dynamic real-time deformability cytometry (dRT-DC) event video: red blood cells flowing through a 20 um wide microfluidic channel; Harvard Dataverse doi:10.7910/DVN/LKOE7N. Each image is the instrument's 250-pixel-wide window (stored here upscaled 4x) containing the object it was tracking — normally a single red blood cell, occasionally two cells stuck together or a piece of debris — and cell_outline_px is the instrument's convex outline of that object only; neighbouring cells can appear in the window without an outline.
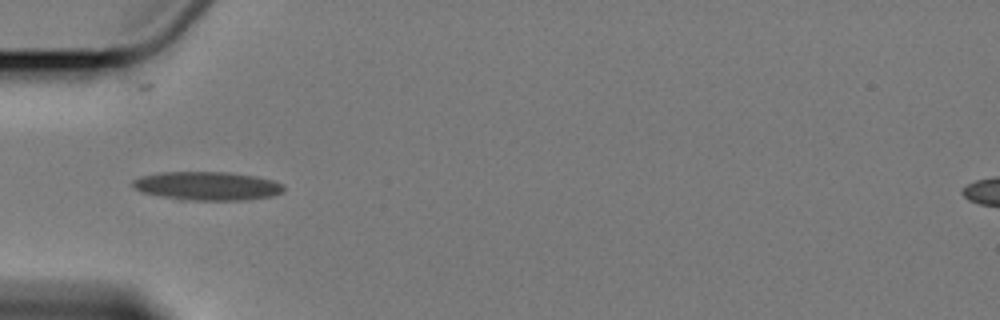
{"species": "Egyptian fruit bat (a non-hibernating species)", "species_latin": "Rousettus aegyptiacus", "temperature_condition": "cold", "stored_images_in_passage": 9, "camera_frame_rate_fps": 3000, "um_per_image_px": 0.085, "animal": {"sex": "female"}, "frame": {"image": 1, "passage_image": 6, "time_ms": 6.333, "image_size_px": [1000, 320], "cell_outline_px": [[284, 192], [272, 196], [240, 200], [180, 200], [140, 192], [132, 184], [132, 180], [140, 176], [160, 172], [228, 172], [256, 176], [272, 180], [284, 184]], "centroid_in_image_um": [17.61, 15.8], "position_along_channel_um": 67.4, "area_um2": 25.32}}
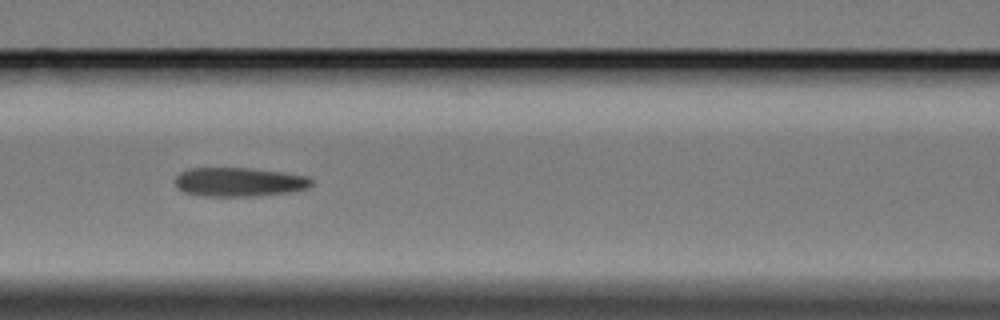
{"frame": {"image": 2, "passage_image": 8, "time_ms": 8.667, "image_size_px": [1000, 320], "cell_outline_px": [[312, 184], [308, 188], [288, 192], [256, 196], [200, 196], [184, 192], [176, 184], [176, 176], [180, 172], [188, 168], [252, 168], [284, 172], [308, 176], [312, 180]], "centroid_in_image_um": [20.34, 15.46], "position_along_channel_um": 146.3, "area_um2": 23.12}}
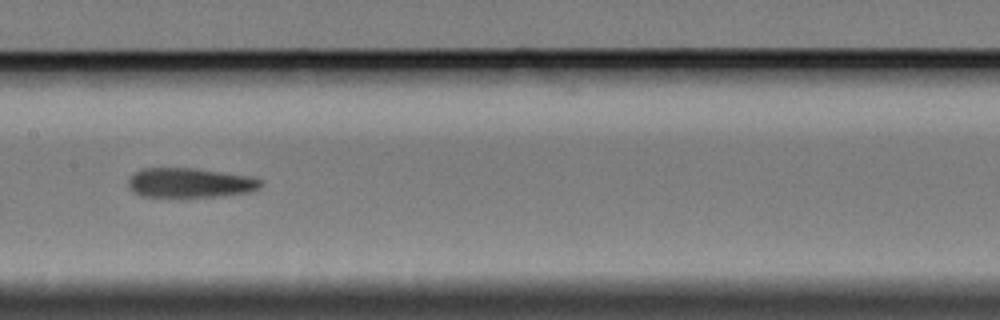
{"frame": {"image": 3, "passage_image": 9, "time_ms": 10.0, "image_size_px": [1000, 320], "cell_outline_px": [[264, 184], [260, 188], [248, 192], [220, 196], [140, 196], [132, 192], [128, 188], [128, 180], [132, 172], [144, 168], [192, 168], [252, 176], [260, 180]], "centroid_in_image_um": [16.12, 15.53], "position_along_channel_um": 191.3, "area_um2": 22.89}}